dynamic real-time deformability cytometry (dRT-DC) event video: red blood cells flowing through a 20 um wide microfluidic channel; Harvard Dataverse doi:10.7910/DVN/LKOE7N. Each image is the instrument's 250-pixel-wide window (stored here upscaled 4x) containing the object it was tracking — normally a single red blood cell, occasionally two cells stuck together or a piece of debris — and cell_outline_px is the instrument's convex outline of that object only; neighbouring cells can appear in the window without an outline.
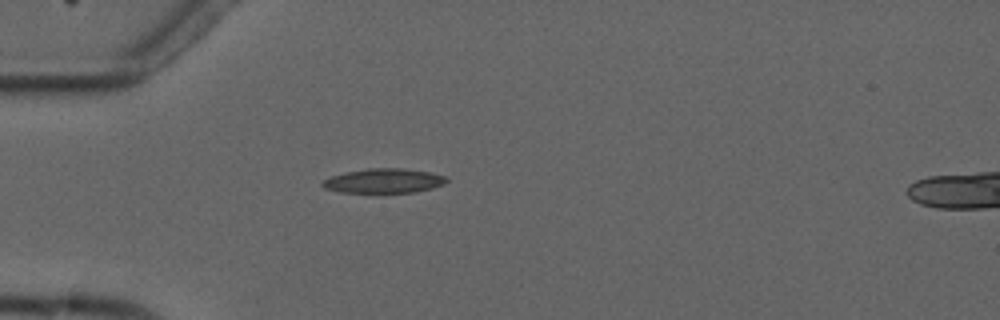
{"species": "common noctule bat (a hibernating species)", "species_latin": "Nyctalus noctula", "temperature_condition": "cold", "stored_images_in_passage": 3, "camera_frame_rate_fps": 3000, "um_per_image_px": 0.085, "animal": {"sex": "male", "forearm_length_mm": 52.5}, "frame": {"image": 1, "passage_image": 3, "time_ms": 2.333, "image_size_px": [1000, 320], "cell_outline_px": [[448, 180], [432, 188], [416, 192], [340, 192], [324, 188], [320, 184], [324, 180], [332, 176], [344, 172], [368, 168], [404, 168], [432, 172], [444, 176]], "centroid_in_image_um": [32.6, 15.36], "position_along_channel_um": 52.4, "area_um2": 17.57}}